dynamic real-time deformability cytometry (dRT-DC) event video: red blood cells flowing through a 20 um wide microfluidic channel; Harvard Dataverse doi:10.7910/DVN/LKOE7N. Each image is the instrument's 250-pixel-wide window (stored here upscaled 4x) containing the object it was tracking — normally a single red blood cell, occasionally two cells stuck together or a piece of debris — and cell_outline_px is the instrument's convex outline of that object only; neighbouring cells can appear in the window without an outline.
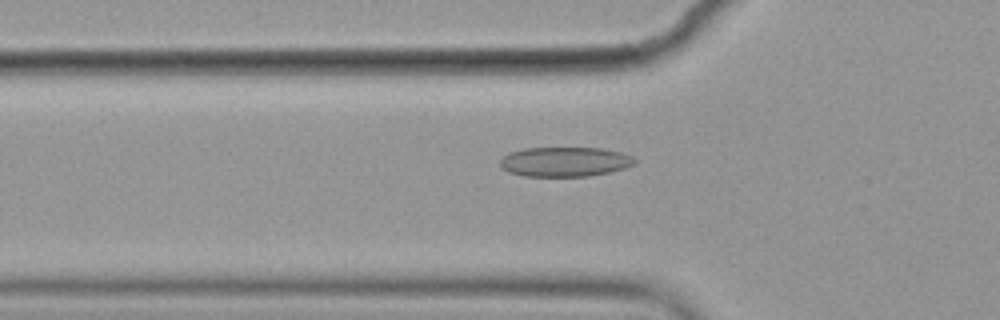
{"species": "common noctule bat (a hibernating species)", "species_latin": "Nyctalus noctula", "temperature_condition": "cold", "stored_images_in_passage": 43, "camera_frame_rate_fps": 3000, "um_per_image_px": 0.085, "animal": {"sex": "female", "body_mass_g": 19.9}, "frame": {"image": 1, "passage_image": 5, "time_ms": 1.333, "image_size_px": [1000, 320], "cell_outline_px": [[636, 164], [624, 168], [608, 172], [588, 176], [524, 176], [508, 172], [500, 168], [500, 160], [508, 152], [524, 148], [604, 148], [620, 152], [632, 156], [636, 160]], "centroid_in_image_um": [47.99, 13.74], "position_along_channel_um": 77.8, "area_um2": 23.35}}
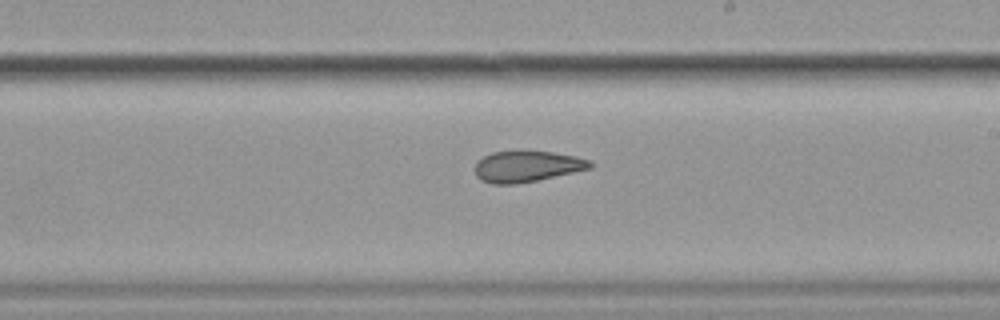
{"frame": {"image": 2, "passage_image": 19, "time_ms": 6.0, "image_size_px": [1000, 320], "cell_outline_px": [[592, 168], [536, 180], [512, 184], [492, 184], [480, 180], [476, 176], [476, 160], [492, 152], [552, 152], [576, 156], [592, 160]], "centroid_in_image_um": [44.79, 14.15], "position_along_channel_um": 244.2, "area_um2": 20.58}}
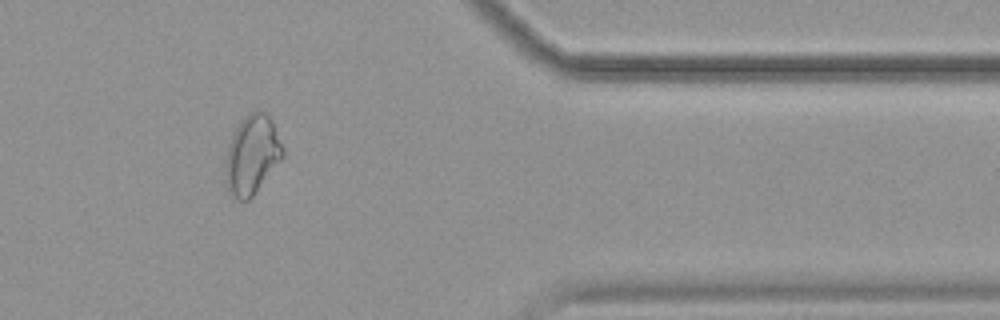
{"frame": {"image": 3, "passage_image": 33, "time_ms": 10.667, "image_size_px": [1000, 320], "cell_outline_px": [[284, 156], [252, 196], [248, 200], [236, 200], [228, 192], [228, 144], [240, 120], [244, 116], [252, 112], [264, 112], [272, 120], [284, 148]], "centroid_in_image_um": [21.47, 13.14], "position_along_channel_um": 389.9, "area_um2": 25.61}, "authors_computed_cell_mechanics": {"area_um2": 22.3686, "velocity_mm_per_s": 3.5635, "shape_relaxation_time_tau1_ms": null, "shape_relaxation_time_tau2_ms": 3.5003, "deformation_change_tau1": null, "deformation_change_tau2": 0.1021}}